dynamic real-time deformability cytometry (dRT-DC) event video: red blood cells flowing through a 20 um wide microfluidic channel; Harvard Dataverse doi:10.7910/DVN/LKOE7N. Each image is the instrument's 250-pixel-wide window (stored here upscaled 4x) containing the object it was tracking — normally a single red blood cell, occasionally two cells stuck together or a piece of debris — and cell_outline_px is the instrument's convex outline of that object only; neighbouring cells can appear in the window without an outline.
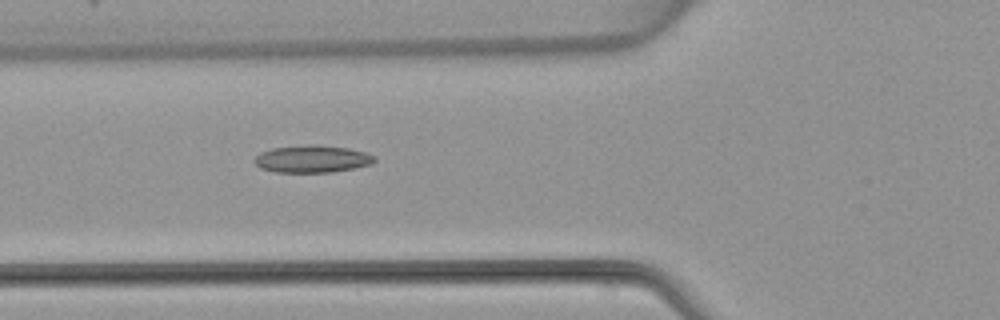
{"species": "common noctule bat (a hibernating species)", "species_latin": "Nyctalus noctula", "temperature_condition": "warm", "stored_images_in_passage": 6, "camera_frame_rate_fps": 3000, "um_per_image_px": 0.085, "animal": {"sex": "female", "body_mass_g": 22.7, "forearm_length_mm": 54.2}, "frame": {"image": 1, "passage_image": 6, "time_ms": 8.667, "image_size_px": [1000, 320], "cell_outline_px": [[376, 160], [372, 164], [332, 172], [276, 172], [260, 168], [252, 160], [260, 152], [272, 148], [312, 144], [316, 144], [348, 148], [364, 152], [376, 156]], "centroid_in_image_um": [26.52, 13.5], "position_along_channel_um": 99.3, "area_um2": 19.13}}